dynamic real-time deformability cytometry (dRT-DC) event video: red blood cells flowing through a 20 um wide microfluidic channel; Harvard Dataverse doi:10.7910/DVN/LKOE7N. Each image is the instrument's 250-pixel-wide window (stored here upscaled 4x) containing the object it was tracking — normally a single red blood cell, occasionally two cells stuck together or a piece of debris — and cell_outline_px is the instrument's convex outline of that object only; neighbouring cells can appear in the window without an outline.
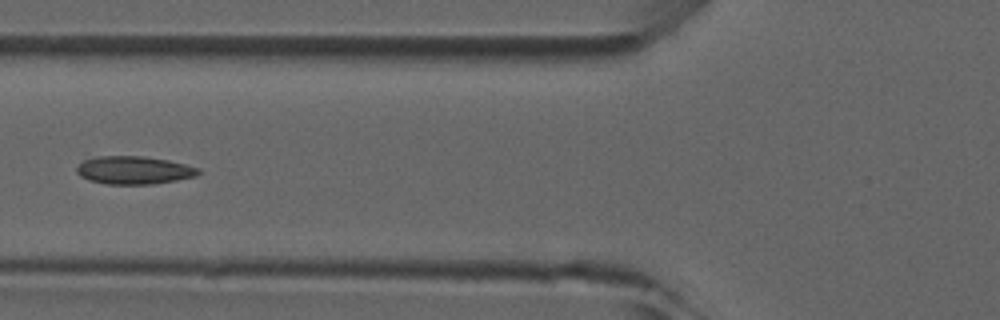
{"species": "common noctule bat (a hibernating species)", "species_latin": "Nyctalus noctula", "temperature_condition": "room temperature", "stored_images_in_passage": 7, "camera_frame_rate_fps": 3000, "um_per_image_px": 0.085, "animal": {"sex": "male", "forearm_length_mm": 52.5}, "frame": {"image": 1, "passage_image": 7, "time_ms": 7.0, "image_size_px": [1000, 320], "cell_outline_px": [[200, 172], [196, 176], [176, 180], [152, 184], [108, 184], [88, 180], [80, 176], [76, 172], [76, 164], [84, 160], [96, 156], [144, 156], [168, 160], [200, 168]], "centroid_in_image_um": [11.35, 14.46], "position_along_channel_um": 114.5, "area_um2": 19.94}}